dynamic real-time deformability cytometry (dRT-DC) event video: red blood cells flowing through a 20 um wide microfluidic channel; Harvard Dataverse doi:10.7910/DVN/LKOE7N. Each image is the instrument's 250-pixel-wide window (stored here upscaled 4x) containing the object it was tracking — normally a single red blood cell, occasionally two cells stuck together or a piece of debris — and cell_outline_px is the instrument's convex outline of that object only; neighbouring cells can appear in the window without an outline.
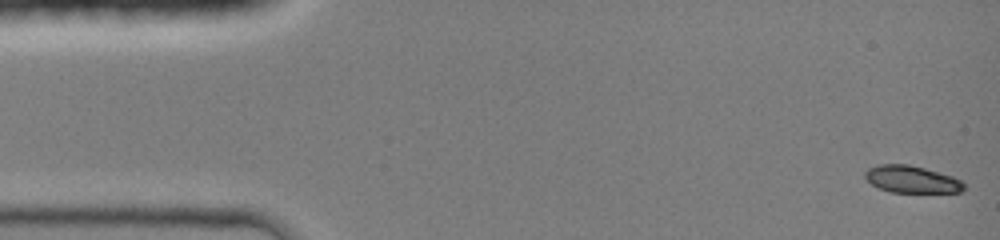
{"species": "common noctule bat (a hibernating species)", "species_latin": "Nyctalus noctula", "temperature_condition": "room temperature", "stored_images_in_passage": 44, "camera_frame_rate_fps": 3000, "um_per_image_px": 0.085, "animal": {"sex": "female", "body_mass_g": 19.0, "forearm_length_mm": 51.5}, "frame": {"image": 1, "passage_image": 1, "time_ms": 0.0, "image_size_px": [1000, 240], "cell_outline_px": [[964, 188], [960, 192], [892, 192], [880, 188], [872, 184], [864, 176], [864, 172], [868, 168], [876, 164], [908, 164], [924, 168], [952, 176], [960, 180], [964, 184]], "centroid_in_image_um": [77.46, 15.23], "position_along_channel_um": 7.5, "area_um2": 15.49}}
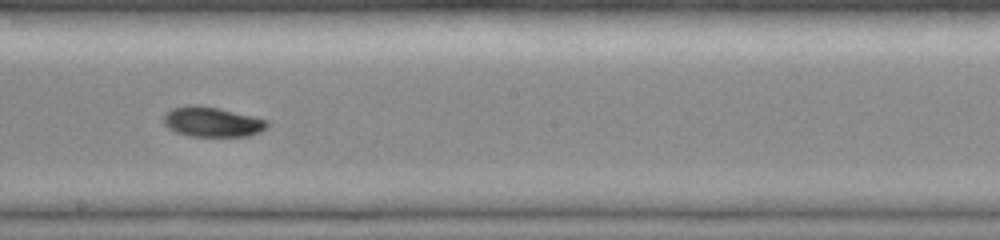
{"frame": {"image": 2, "passage_image": 25, "time_ms": 8.0, "image_size_px": [1000, 240], "cell_outline_px": [[268, 128], [260, 132], [248, 136], [188, 136], [176, 132], [168, 128], [164, 124], [164, 116], [172, 108], [188, 104], [196, 104], [220, 108], [268, 120]], "centroid_in_image_um": [18.04, 10.35], "position_along_channel_um": 230.2, "area_um2": 18.21}}
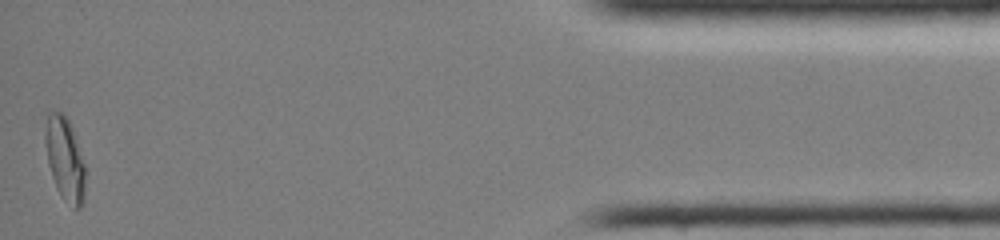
{"frame": {"image": 3, "passage_image": 44, "time_ms": 14.333, "image_size_px": [1000, 240], "cell_outline_px": [[84, 200], [80, 208], [76, 208], [60, 196], [56, 188], [48, 164], [44, 140], [44, 132], [48, 112], [64, 112], [76, 136], [84, 164]], "centroid_in_image_um": [5.5, 13.48], "position_along_channel_um": 429.7, "area_um2": 19.48}, "authors_computed_cell_mechanics": {"area_um2": 17.8024, "velocity_mm_per_s": 4.3037, "shape_relaxation_time_tau1_ms": 2.8771, "shape_relaxation_time_tau2_ms": null, "deformation_change_tau1": 0.135, "deformation_change_tau2": null}}